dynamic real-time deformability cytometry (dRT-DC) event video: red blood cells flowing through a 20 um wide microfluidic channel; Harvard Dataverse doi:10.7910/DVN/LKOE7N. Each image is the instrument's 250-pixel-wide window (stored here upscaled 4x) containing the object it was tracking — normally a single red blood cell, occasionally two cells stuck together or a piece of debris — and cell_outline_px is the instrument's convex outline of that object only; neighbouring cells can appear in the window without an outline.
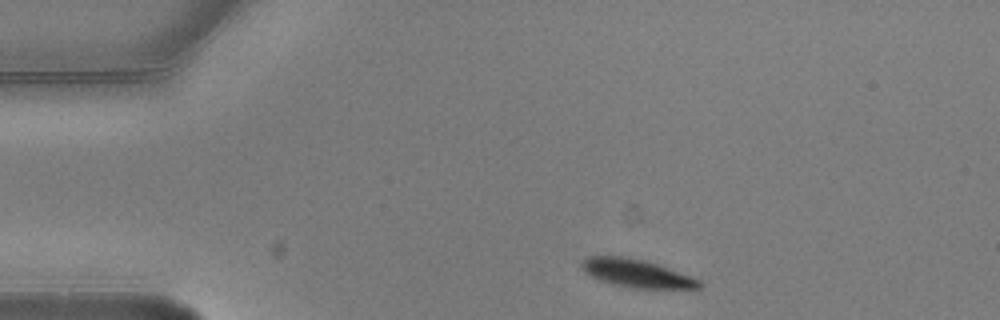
{"species": "common noctule bat (a hibernating species)", "species_latin": "Nyctalus noctula", "temperature_condition": "warm", "stored_images_in_passage": 8, "camera_frame_rate_fps": 3000, "um_per_image_px": 0.085, "animal": {"sex": "male", "body_mass_g": 20.5, "forearm_length_mm": 52.5}, "frame": {"image": 1, "passage_image": 1, "time_ms": 0.0, "image_size_px": [1000, 320], "cell_outline_px": [[704, 284], [700, 288], [632, 288], [612, 284], [600, 280], [584, 272], [580, 268], [580, 264], [588, 256], [620, 256], [644, 260], [692, 276], [700, 280]], "centroid_in_image_um": [54.11, 23.23], "position_along_channel_um": 30.9, "area_um2": 19.13}}
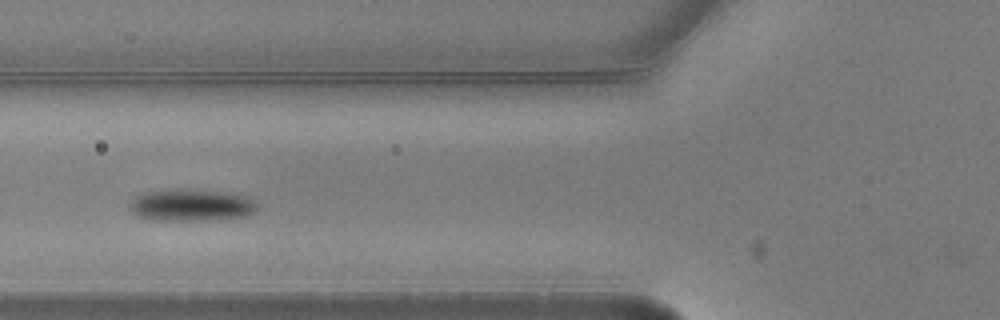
{"frame": {"image": 2, "passage_image": 4, "time_ms": 1.0, "image_size_px": [1000, 320], "cell_outline_px": [[256, 212], [244, 216], [220, 220], [152, 220], [136, 216], [128, 208], [128, 200], [132, 196], [140, 192], [220, 192], [244, 196], [252, 200], [256, 204]], "centroid_in_image_um": [16.17, 17.5], "position_along_channel_um": 109.6, "area_um2": 23.06}}
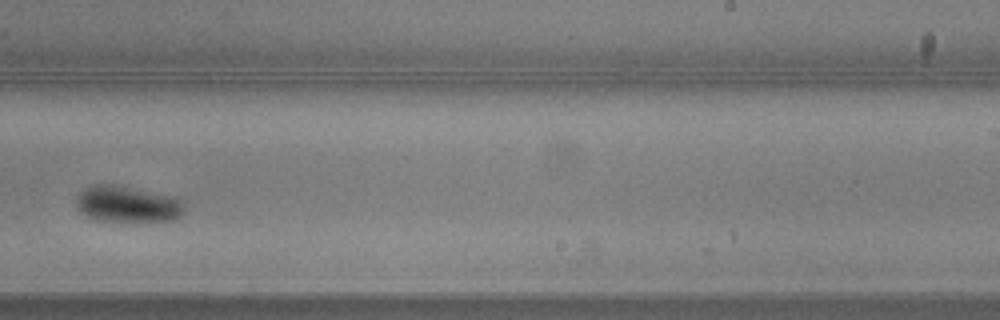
{"frame": {"image": 3, "passage_image": 8, "time_ms": 2.333, "image_size_px": [1000, 320], "cell_outline_px": [[184, 212], [180, 216], [172, 220], [144, 224], [96, 220], [80, 212], [76, 204], [76, 196], [88, 184], [116, 184], [176, 196], [184, 200]], "centroid_in_image_um": [10.87, 17.37], "position_along_channel_um": 278.1, "area_um2": 24.16}}